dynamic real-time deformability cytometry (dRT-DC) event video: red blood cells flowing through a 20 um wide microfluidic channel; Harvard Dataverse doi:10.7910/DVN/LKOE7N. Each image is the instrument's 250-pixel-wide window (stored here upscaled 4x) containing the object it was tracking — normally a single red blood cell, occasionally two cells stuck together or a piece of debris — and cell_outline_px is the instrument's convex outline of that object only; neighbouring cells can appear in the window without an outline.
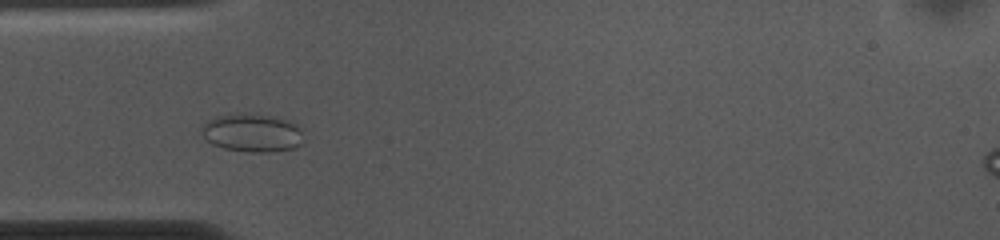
{"species": "common noctule bat (a hibernating species)", "species_latin": "Nyctalus noctula", "temperature_condition": "cold", "stored_images_in_passage": 48, "segment_of_instrument_passage": [1, 2], "camera_frame_rate_fps": 3000, "um_per_image_px": 0.085, "animal": {"sex": "female", "body_mass_g": 10.0, "forearm_length_mm": 53.1}, "frame": {"image": 1, "passage_image": 10, "time_ms": 3.0, "image_size_px": [1000, 240], "cell_outline_px": [[300, 144], [292, 148], [268, 152], [252, 152], [224, 148], [212, 144], [204, 136], [200, 128], [208, 120], [216, 116], [228, 112], [276, 116], [288, 120], [296, 124], [300, 128]], "centroid_in_image_um": [21.39, 11.26], "position_along_channel_um": 63.6, "area_um2": 22.6}}
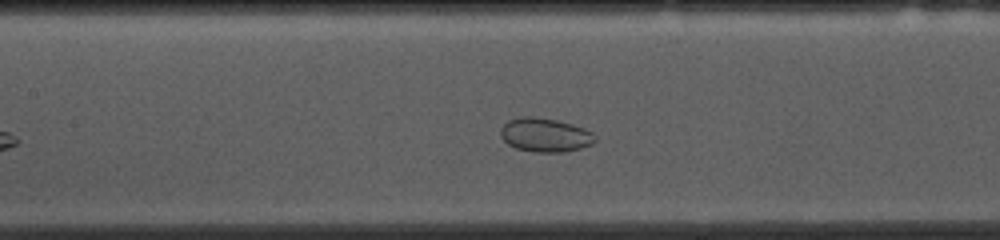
{"frame": {"image": 2, "passage_image": 18, "time_ms": 5.667, "image_size_px": [1000, 240], "cell_outline_px": [[596, 140], [592, 144], [580, 148], [564, 152], [536, 152], [516, 148], [508, 144], [500, 136], [500, 128], [508, 120], [520, 116], [532, 116], [556, 120], [572, 124], [584, 128], [592, 132], [596, 136]], "centroid_in_image_um": [46.32, 11.47], "position_along_channel_um": 161.1, "area_um2": 18.73}}
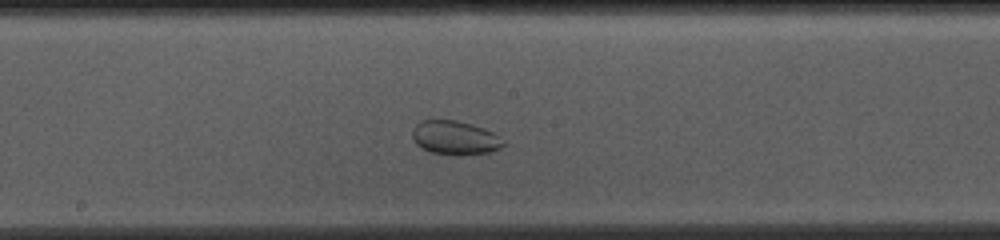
{"frame": {"image": 3, "passage_image": 22, "time_ms": 7.0, "image_size_px": [1000, 240], "cell_outline_px": [[504, 144], [500, 148], [492, 152], [432, 152], [416, 144], [412, 136], [412, 128], [420, 120], [456, 120], [472, 124], [484, 128], [492, 132], [504, 140]], "centroid_in_image_um": [38.65, 11.64], "position_along_channel_um": 209.5, "area_um2": 17.22}}